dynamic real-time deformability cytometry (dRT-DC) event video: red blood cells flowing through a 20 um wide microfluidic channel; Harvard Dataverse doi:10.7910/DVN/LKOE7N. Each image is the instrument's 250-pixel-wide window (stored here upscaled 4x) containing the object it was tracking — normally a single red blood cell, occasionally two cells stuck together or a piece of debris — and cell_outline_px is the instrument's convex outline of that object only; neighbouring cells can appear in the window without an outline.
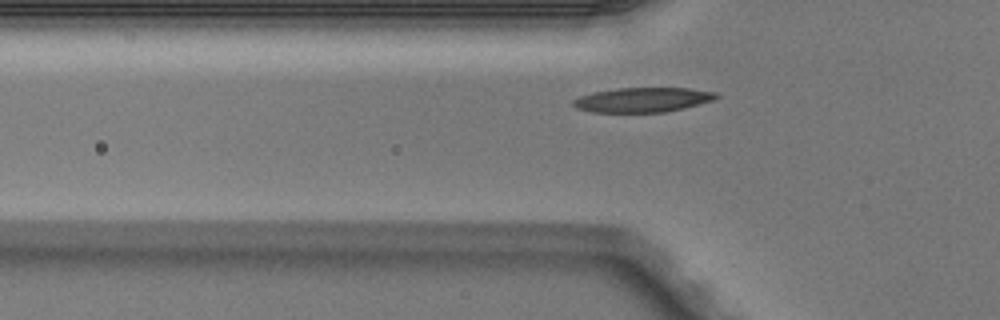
{"species": "Egyptian fruit bat (a non-hibernating species)", "species_latin": "Rousettus aegyptiacus", "temperature_condition": "warm", "stored_images_in_passage": 34, "camera_frame_rate_fps": 3000, "um_per_image_px": 0.085, "animal": {"sex": "male"}, "frame": {"image": 1, "passage_image": 5, "time_ms": 1.333, "image_size_px": [1000, 320], "cell_outline_px": [[720, 96], [716, 100], [684, 108], [664, 112], [592, 112], [576, 108], [572, 104], [572, 100], [580, 96], [592, 92], [616, 88], [688, 88], [716, 92]], "centroid_in_image_um": [54.65, 8.48], "position_along_channel_um": 71.2, "area_um2": 20.69}}
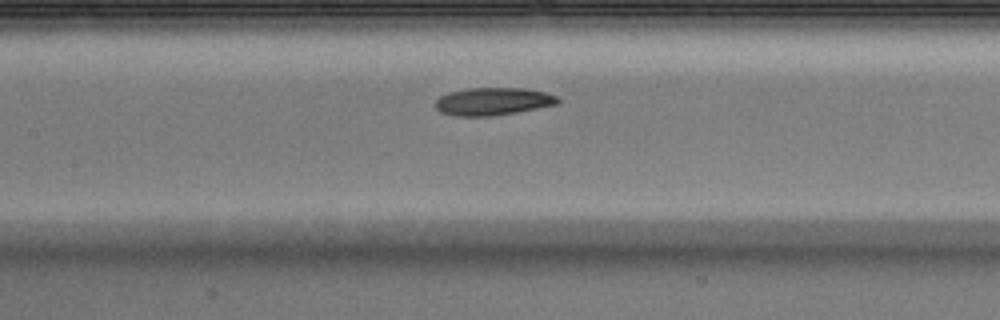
{"frame": {"image": 2, "passage_image": 12, "time_ms": 3.667, "image_size_px": [1000, 320], "cell_outline_px": [[560, 104], [516, 112], [492, 116], [456, 116], [440, 112], [436, 108], [436, 100], [440, 96], [448, 92], [468, 88], [524, 88], [544, 92], [556, 96], [560, 100]], "centroid_in_image_um": [41.9, 8.62], "position_along_channel_um": 165.5, "area_um2": 19.77}}
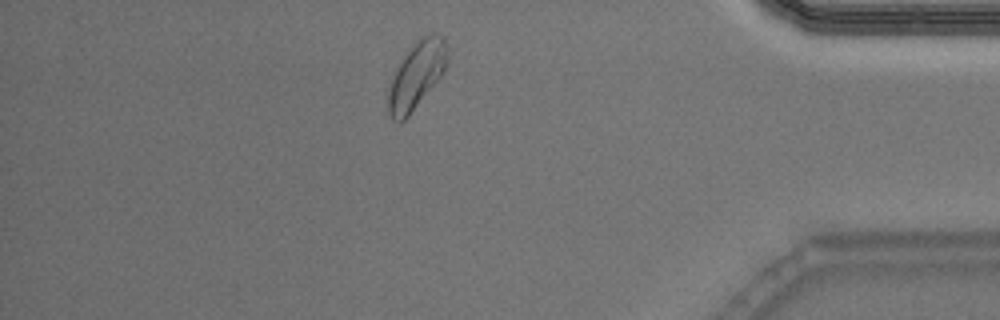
{"frame": {"image": 3, "passage_image": 32, "time_ms": 10.333, "image_size_px": [1000, 320], "cell_outline_px": [[448, 52], [444, 72], [408, 116], [400, 124], [392, 120], [388, 112], [388, 84], [392, 72], [400, 60], [412, 44], [420, 36], [432, 32], [444, 36], [448, 48]], "centroid_in_image_um": [35.37, 6.35], "position_along_channel_um": 399.8, "area_um2": 23.58}}